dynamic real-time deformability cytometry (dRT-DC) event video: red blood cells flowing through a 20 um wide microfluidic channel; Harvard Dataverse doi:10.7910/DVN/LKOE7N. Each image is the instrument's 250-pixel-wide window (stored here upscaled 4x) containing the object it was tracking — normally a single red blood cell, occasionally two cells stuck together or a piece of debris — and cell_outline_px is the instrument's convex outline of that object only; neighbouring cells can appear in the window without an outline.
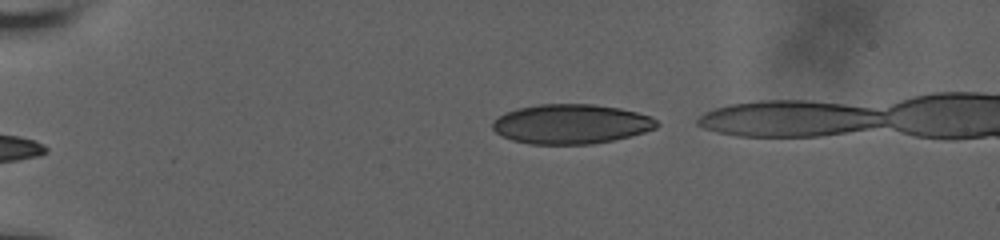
{"species": "human", "species_latin": "Homo sapiens", "temperature_condition": "room temperature", "stored_images_in_passage": 41, "camera_frame_rate_fps": 3000, "um_per_image_px": 0.085, "donor": {"sex": "male"}, "frame": {"image": 1, "passage_image": 2, "time_ms": 0.333, "image_size_px": [1000, 240], "cell_outline_px": [[660, 124], [656, 128], [644, 132], [612, 140], [592, 144], [532, 144], [512, 140], [500, 136], [492, 128], [492, 124], [500, 116], [508, 112], [520, 108], [540, 104], [592, 104], [620, 108], [636, 112], [648, 116], [656, 120]], "centroid_in_image_um": [48.55, 10.55], "position_along_channel_um": 36.5, "area_um2": 37.57}}
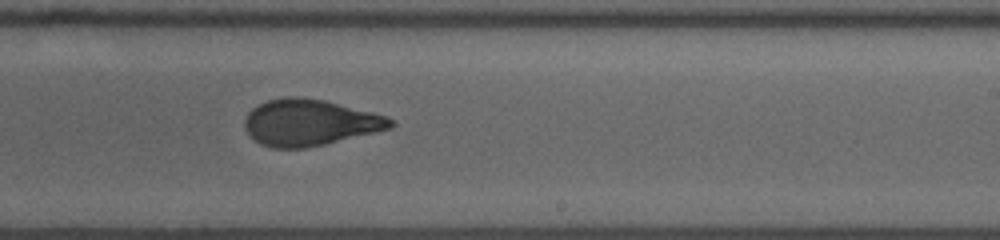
{"frame": {"image": 2, "passage_image": 25, "time_ms": 8.0, "image_size_px": [1000, 240], "cell_outline_px": [[396, 124], [392, 128], [324, 144], [304, 148], [272, 148], [260, 144], [244, 128], [244, 120], [248, 112], [252, 108], [268, 100], [284, 96], [296, 96], [324, 100], [388, 116], [396, 120]], "centroid_in_image_um": [26.34, 10.41], "position_along_channel_um": 262.7, "area_um2": 39.36}}
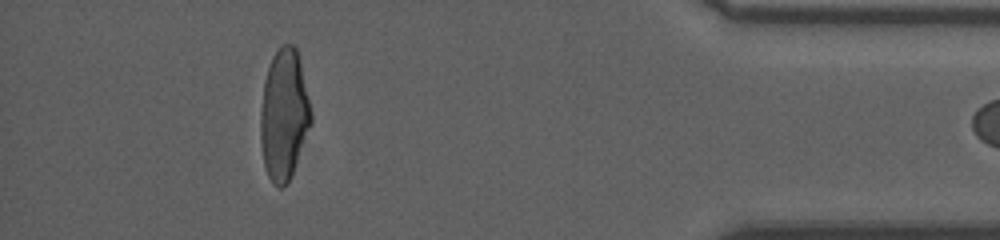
{"frame": {"image": 3, "passage_image": 40, "time_ms": 13.0, "image_size_px": [1000, 240], "cell_outline_px": [[312, 124], [288, 184], [280, 188], [276, 188], [272, 184], [264, 168], [260, 140], [260, 112], [264, 80], [272, 56], [284, 44], [292, 44], [296, 48], [312, 112]], "centroid_in_image_um": [24.13, 9.83], "position_along_channel_um": 411.1, "area_um2": 38.73}}